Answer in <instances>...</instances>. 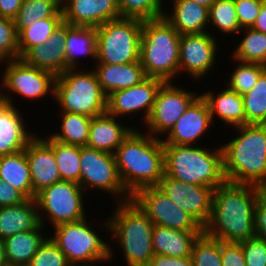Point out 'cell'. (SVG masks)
<instances>
[{
    "instance_id": "1",
    "label": "cell",
    "mask_w": 266,
    "mask_h": 266,
    "mask_svg": "<svg viewBox=\"0 0 266 266\" xmlns=\"http://www.w3.org/2000/svg\"><path fill=\"white\" fill-rule=\"evenodd\" d=\"M264 188L225 181L213 190L211 213L203 233L224 242L256 236L255 204Z\"/></svg>"
},
{
    "instance_id": "2",
    "label": "cell",
    "mask_w": 266,
    "mask_h": 266,
    "mask_svg": "<svg viewBox=\"0 0 266 266\" xmlns=\"http://www.w3.org/2000/svg\"><path fill=\"white\" fill-rule=\"evenodd\" d=\"M114 155L122 185L131 196L143 187L157 186L165 173L162 140L137 127Z\"/></svg>"
},
{
    "instance_id": "3",
    "label": "cell",
    "mask_w": 266,
    "mask_h": 266,
    "mask_svg": "<svg viewBox=\"0 0 266 266\" xmlns=\"http://www.w3.org/2000/svg\"><path fill=\"white\" fill-rule=\"evenodd\" d=\"M233 128L237 136L220 145L226 181L266 189V124Z\"/></svg>"
},
{
    "instance_id": "4",
    "label": "cell",
    "mask_w": 266,
    "mask_h": 266,
    "mask_svg": "<svg viewBox=\"0 0 266 266\" xmlns=\"http://www.w3.org/2000/svg\"><path fill=\"white\" fill-rule=\"evenodd\" d=\"M116 205L111 216L103 222L101 219L98 228L111 234V239L119 245L117 248L122 250L126 266H148L155 255L152 246L154 224L132 199Z\"/></svg>"
},
{
    "instance_id": "5",
    "label": "cell",
    "mask_w": 266,
    "mask_h": 266,
    "mask_svg": "<svg viewBox=\"0 0 266 266\" xmlns=\"http://www.w3.org/2000/svg\"><path fill=\"white\" fill-rule=\"evenodd\" d=\"M218 146L163 144L165 174L185 183L215 189L226 181L222 149Z\"/></svg>"
},
{
    "instance_id": "6",
    "label": "cell",
    "mask_w": 266,
    "mask_h": 266,
    "mask_svg": "<svg viewBox=\"0 0 266 266\" xmlns=\"http://www.w3.org/2000/svg\"><path fill=\"white\" fill-rule=\"evenodd\" d=\"M180 34L164 16L143 20L139 61L146 77L173 82L179 76Z\"/></svg>"
},
{
    "instance_id": "7",
    "label": "cell",
    "mask_w": 266,
    "mask_h": 266,
    "mask_svg": "<svg viewBox=\"0 0 266 266\" xmlns=\"http://www.w3.org/2000/svg\"><path fill=\"white\" fill-rule=\"evenodd\" d=\"M89 222L86 217L80 221L62 223L51 228L54 231L48 234L71 265L99 266L103 262L110 263L115 257L112 241H104L105 238L100 236L102 233L97 229L95 231Z\"/></svg>"
},
{
    "instance_id": "8",
    "label": "cell",
    "mask_w": 266,
    "mask_h": 266,
    "mask_svg": "<svg viewBox=\"0 0 266 266\" xmlns=\"http://www.w3.org/2000/svg\"><path fill=\"white\" fill-rule=\"evenodd\" d=\"M54 101L60 112L77 113L91 118L107 111V97L91 68H69L57 76Z\"/></svg>"
},
{
    "instance_id": "9",
    "label": "cell",
    "mask_w": 266,
    "mask_h": 266,
    "mask_svg": "<svg viewBox=\"0 0 266 266\" xmlns=\"http://www.w3.org/2000/svg\"><path fill=\"white\" fill-rule=\"evenodd\" d=\"M143 20L120 17L96 29L95 64H125L139 61Z\"/></svg>"
},
{
    "instance_id": "10",
    "label": "cell",
    "mask_w": 266,
    "mask_h": 266,
    "mask_svg": "<svg viewBox=\"0 0 266 266\" xmlns=\"http://www.w3.org/2000/svg\"><path fill=\"white\" fill-rule=\"evenodd\" d=\"M4 68L0 81V97L7 104L17 107L13 96L22 97L24 100H44V97L54 99V85L56 77L50 72L40 70L28 65L23 59L18 58L3 61ZM9 91V92H8ZM8 92V93H7ZM48 96V97H47Z\"/></svg>"
},
{
    "instance_id": "11",
    "label": "cell",
    "mask_w": 266,
    "mask_h": 266,
    "mask_svg": "<svg viewBox=\"0 0 266 266\" xmlns=\"http://www.w3.org/2000/svg\"><path fill=\"white\" fill-rule=\"evenodd\" d=\"M84 192L78 183L71 181H60L42 189L35 196L40 223L45 227L49 222L53 228L86 218L88 214L84 203L89 202H85Z\"/></svg>"
},
{
    "instance_id": "12",
    "label": "cell",
    "mask_w": 266,
    "mask_h": 266,
    "mask_svg": "<svg viewBox=\"0 0 266 266\" xmlns=\"http://www.w3.org/2000/svg\"><path fill=\"white\" fill-rule=\"evenodd\" d=\"M80 181L81 188L97 190L111 194L114 205L131 199L120 180L114 154L96 150L89 146H80Z\"/></svg>"
},
{
    "instance_id": "13",
    "label": "cell",
    "mask_w": 266,
    "mask_h": 266,
    "mask_svg": "<svg viewBox=\"0 0 266 266\" xmlns=\"http://www.w3.org/2000/svg\"><path fill=\"white\" fill-rule=\"evenodd\" d=\"M192 91L193 89L190 91L184 86L174 84V81L164 82L157 92L152 112L143 125V131L162 139L201 94Z\"/></svg>"
},
{
    "instance_id": "14",
    "label": "cell",
    "mask_w": 266,
    "mask_h": 266,
    "mask_svg": "<svg viewBox=\"0 0 266 266\" xmlns=\"http://www.w3.org/2000/svg\"><path fill=\"white\" fill-rule=\"evenodd\" d=\"M131 199L154 225L182 231H203V228L157 186L143 187Z\"/></svg>"
},
{
    "instance_id": "15",
    "label": "cell",
    "mask_w": 266,
    "mask_h": 266,
    "mask_svg": "<svg viewBox=\"0 0 266 266\" xmlns=\"http://www.w3.org/2000/svg\"><path fill=\"white\" fill-rule=\"evenodd\" d=\"M213 33L210 30L206 33L183 34L180 36V75L186 73L187 78L190 77L193 81H200L205 79L208 74L210 76L212 69L217 68L216 60L220 53V44L218 38L215 37L216 34Z\"/></svg>"
},
{
    "instance_id": "16",
    "label": "cell",
    "mask_w": 266,
    "mask_h": 266,
    "mask_svg": "<svg viewBox=\"0 0 266 266\" xmlns=\"http://www.w3.org/2000/svg\"><path fill=\"white\" fill-rule=\"evenodd\" d=\"M163 83L164 81L160 79L147 77L138 85L111 93L107 97V112L121 119L123 116L133 118L137 113L141 115L144 113L141 116L142 125H144L152 112L157 92Z\"/></svg>"
},
{
    "instance_id": "17",
    "label": "cell",
    "mask_w": 266,
    "mask_h": 266,
    "mask_svg": "<svg viewBox=\"0 0 266 266\" xmlns=\"http://www.w3.org/2000/svg\"><path fill=\"white\" fill-rule=\"evenodd\" d=\"M157 187L202 228L204 227L211 213L213 188L185 183L165 173Z\"/></svg>"
},
{
    "instance_id": "18",
    "label": "cell",
    "mask_w": 266,
    "mask_h": 266,
    "mask_svg": "<svg viewBox=\"0 0 266 266\" xmlns=\"http://www.w3.org/2000/svg\"><path fill=\"white\" fill-rule=\"evenodd\" d=\"M214 127L206 100L200 94L161 139L163 144L204 145L197 141ZM210 130V131H209ZM208 131V132H207ZM202 137V138H201Z\"/></svg>"
},
{
    "instance_id": "19",
    "label": "cell",
    "mask_w": 266,
    "mask_h": 266,
    "mask_svg": "<svg viewBox=\"0 0 266 266\" xmlns=\"http://www.w3.org/2000/svg\"><path fill=\"white\" fill-rule=\"evenodd\" d=\"M63 20L72 26L94 27L121 17L117 0H62Z\"/></svg>"
},
{
    "instance_id": "20",
    "label": "cell",
    "mask_w": 266,
    "mask_h": 266,
    "mask_svg": "<svg viewBox=\"0 0 266 266\" xmlns=\"http://www.w3.org/2000/svg\"><path fill=\"white\" fill-rule=\"evenodd\" d=\"M31 172L33 198L42 189L61 181L52 146L35 135L24 149Z\"/></svg>"
},
{
    "instance_id": "21",
    "label": "cell",
    "mask_w": 266,
    "mask_h": 266,
    "mask_svg": "<svg viewBox=\"0 0 266 266\" xmlns=\"http://www.w3.org/2000/svg\"><path fill=\"white\" fill-rule=\"evenodd\" d=\"M71 27L63 20L44 44L32 47L21 59L28 65L59 76L66 71L65 39Z\"/></svg>"
},
{
    "instance_id": "22",
    "label": "cell",
    "mask_w": 266,
    "mask_h": 266,
    "mask_svg": "<svg viewBox=\"0 0 266 266\" xmlns=\"http://www.w3.org/2000/svg\"><path fill=\"white\" fill-rule=\"evenodd\" d=\"M20 109L0 97V157L24 150L37 134L28 128Z\"/></svg>"
},
{
    "instance_id": "23",
    "label": "cell",
    "mask_w": 266,
    "mask_h": 266,
    "mask_svg": "<svg viewBox=\"0 0 266 266\" xmlns=\"http://www.w3.org/2000/svg\"><path fill=\"white\" fill-rule=\"evenodd\" d=\"M122 122V123H121ZM110 115L107 111L101 115L92 117L87 146L103 152L115 154L123 140L134 129Z\"/></svg>"
},
{
    "instance_id": "24",
    "label": "cell",
    "mask_w": 266,
    "mask_h": 266,
    "mask_svg": "<svg viewBox=\"0 0 266 266\" xmlns=\"http://www.w3.org/2000/svg\"><path fill=\"white\" fill-rule=\"evenodd\" d=\"M170 1L171 11L165 8L163 16L180 35L209 32L208 8L190 0Z\"/></svg>"
},
{
    "instance_id": "25",
    "label": "cell",
    "mask_w": 266,
    "mask_h": 266,
    "mask_svg": "<svg viewBox=\"0 0 266 266\" xmlns=\"http://www.w3.org/2000/svg\"><path fill=\"white\" fill-rule=\"evenodd\" d=\"M97 75L103 93H111L140 84L146 79L140 61L125 64H95L91 66Z\"/></svg>"
},
{
    "instance_id": "26",
    "label": "cell",
    "mask_w": 266,
    "mask_h": 266,
    "mask_svg": "<svg viewBox=\"0 0 266 266\" xmlns=\"http://www.w3.org/2000/svg\"><path fill=\"white\" fill-rule=\"evenodd\" d=\"M221 91L214 93L213 90L203 92L201 95L209 107L212 121L218 117L227 127L246 125V115L242 95L230 90L226 85ZM229 125V126H228Z\"/></svg>"
},
{
    "instance_id": "27",
    "label": "cell",
    "mask_w": 266,
    "mask_h": 266,
    "mask_svg": "<svg viewBox=\"0 0 266 266\" xmlns=\"http://www.w3.org/2000/svg\"><path fill=\"white\" fill-rule=\"evenodd\" d=\"M203 231H182L154 225L152 246L155 255L188 257L195 240Z\"/></svg>"
},
{
    "instance_id": "28",
    "label": "cell",
    "mask_w": 266,
    "mask_h": 266,
    "mask_svg": "<svg viewBox=\"0 0 266 266\" xmlns=\"http://www.w3.org/2000/svg\"><path fill=\"white\" fill-rule=\"evenodd\" d=\"M40 224L35 198L17 205L0 207V239L30 231Z\"/></svg>"
},
{
    "instance_id": "29",
    "label": "cell",
    "mask_w": 266,
    "mask_h": 266,
    "mask_svg": "<svg viewBox=\"0 0 266 266\" xmlns=\"http://www.w3.org/2000/svg\"><path fill=\"white\" fill-rule=\"evenodd\" d=\"M45 227L40 224L30 231L19 232L4 240L5 259L7 265L17 266L29 264L39 246L48 237Z\"/></svg>"
},
{
    "instance_id": "30",
    "label": "cell",
    "mask_w": 266,
    "mask_h": 266,
    "mask_svg": "<svg viewBox=\"0 0 266 266\" xmlns=\"http://www.w3.org/2000/svg\"><path fill=\"white\" fill-rule=\"evenodd\" d=\"M66 71L69 68H80V58L93 59L96 62V29L94 27L72 26L66 34ZM87 56V57H86Z\"/></svg>"
},
{
    "instance_id": "31",
    "label": "cell",
    "mask_w": 266,
    "mask_h": 266,
    "mask_svg": "<svg viewBox=\"0 0 266 266\" xmlns=\"http://www.w3.org/2000/svg\"><path fill=\"white\" fill-rule=\"evenodd\" d=\"M0 178L33 199L32 178L25 150L0 157Z\"/></svg>"
},
{
    "instance_id": "32",
    "label": "cell",
    "mask_w": 266,
    "mask_h": 266,
    "mask_svg": "<svg viewBox=\"0 0 266 266\" xmlns=\"http://www.w3.org/2000/svg\"><path fill=\"white\" fill-rule=\"evenodd\" d=\"M60 130L49 136L60 143L87 146L92 118L87 115L61 112Z\"/></svg>"
},
{
    "instance_id": "33",
    "label": "cell",
    "mask_w": 266,
    "mask_h": 266,
    "mask_svg": "<svg viewBox=\"0 0 266 266\" xmlns=\"http://www.w3.org/2000/svg\"><path fill=\"white\" fill-rule=\"evenodd\" d=\"M62 0H23L14 19L17 33L36 21L49 17H63Z\"/></svg>"
},
{
    "instance_id": "34",
    "label": "cell",
    "mask_w": 266,
    "mask_h": 266,
    "mask_svg": "<svg viewBox=\"0 0 266 266\" xmlns=\"http://www.w3.org/2000/svg\"><path fill=\"white\" fill-rule=\"evenodd\" d=\"M238 34L244 37L241 36L242 39L232 51V59L266 66V34L252 28H243Z\"/></svg>"
},
{
    "instance_id": "35",
    "label": "cell",
    "mask_w": 266,
    "mask_h": 266,
    "mask_svg": "<svg viewBox=\"0 0 266 266\" xmlns=\"http://www.w3.org/2000/svg\"><path fill=\"white\" fill-rule=\"evenodd\" d=\"M43 138L52 146L61 181H80V146L63 144L50 136Z\"/></svg>"
},
{
    "instance_id": "36",
    "label": "cell",
    "mask_w": 266,
    "mask_h": 266,
    "mask_svg": "<svg viewBox=\"0 0 266 266\" xmlns=\"http://www.w3.org/2000/svg\"><path fill=\"white\" fill-rule=\"evenodd\" d=\"M209 30H218L221 35L238 36L241 27L236 14L234 0H216L209 8ZM211 25V26H210Z\"/></svg>"
},
{
    "instance_id": "37",
    "label": "cell",
    "mask_w": 266,
    "mask_h": 266,
    "mask_svg": "<svg viewBox=\"0 0 266 266\" xmlns=\"http://www.w3.org/2000/svg\"><path fill=\"white\" fill-rule=\"evenodd\" d=\"M62 21L63 17H49L40 19L30 27L24 28L18 34L20 58L32 47L44 44Z\"/></svg>"
},
{
    "instance_id": "38",
    "label": "cell",
    "mask_w": 266,
    "mask_h": 266,
    "mask_svg": "<svg viewBox=\"0 0 266 266\" xmlns=\"http://www.w3.org/2000/svg\"><path fill=\"white\" fill-rule=\"evenodd\" d=\"M238 66L233 67V71L228 74V79L224 78V84L240 95L249 92L257 83L260 75L266 70V66L259 63L241 62L235 60ZM227 80V81H226Z\"/></svg>"
},
{
    "instance_id": "39",
    "label": "cell",
    "mask_w": 266,
    "mask_h": 266,
    "mask_svg": "<svg viewBox=\"0 0 266 266\" xmlns=\"http://www.w3.org/2000/svg\"><path fill=\"white\" fill-rule=\"evenodd\" d=\"M242 97L246 124H266V70L254 87Z\"/></svg>"
},
{
    "instance_id": "40",
    "label": "cell",
    "mask_w": 266,
    "mask_h": 266,
    "mask_svg": "<svg viewBox=\"0 0 266 266\" xmlns=\"http://www.w3.org/2000/svg\"><path fill=\"white\" fill-rule=\"evenodd\" d=\"M167 0H117L121 17L140 20L157 19L163 16Z\"/></svg>"
},
{
    "instance_id": "41",
    "label": "cell",
    "mask_w": 266,
    "mask_h": 266,
    "mask_svg": "<svg viewBox=\"0 0 266 266\" xmlns=\"http://www.w3.org/2000/svg\"><path fill=\"white\" fill-rule=\"evenodd\" d=\"M190 257L193 266H222L221 241L202 232L193 244Z\"/></svg>"
},
{
    "instance_id": "42",
    "label": "cell",
    "mask_w": 266,
    "mask_h": 266,
    "mask_svg": "<svg viewBox=\"0 0 266 266\" xmlns=\"http://www.w3.org/2000/svg\"><path fill=\"white\" fill-rule=\"evenodd\" d=\"M0 58L3 61L20 58L15 22L2 16H0Z\"/></svg>"
},
{
    "instance_id": "43",
    "label": "cell",
    "mask_w": 266,
    "mask_h": 266,
    "mask_svg": "<svg viewBox=\"0 0 266 266\" xmlns=\"http://www.w3.org/2000/svg\"><path fill=\"white\" fill-rule=\"evenodd\" d=\"M30 266H71L67 257L58 246L49 238L39 246L29 263Z\"/></svg>"
},
{
    "instance_id": "44",
    "label": "cell",
    "mask_w": 266,
    "mask_h": 266,
    "mask_svg": "<svg viewBox=\"0 0 266 266\" xmlns=\"http://www.w3.org/2000/svg\"><path fill=\"white\" fill-rule=\"evenodd\" d=\"M245 258V266H266V242L253 237L239 242Z\"/></svg>"
},
{
    "instance_id": "45",
    "label": "cell",
    "mask_w": 266,
    "mask_h": 266,
    "mask_svg": "<svg viewBox=\"0 0 266 266\" xmlns=\"http://www.w3.org/2000/svg\"><path fill=\"white\" fill-rule=\"evenodd\" d=\"M241 29L251 28L260 13L264 0H234Z\"/></svg>"
},
{
    "instance_id": "46",
    "label": "cell",
    "mask_w": 266,
    "mask_h": 266,
    "mask_svg": "<svg viewBox=\"0 0 266 266\" xmlns=\"http://www.w3.org/2000/svg\"><path fill=\"white\" fill-rule=\"evenodd\" d=\"M222 266H245L243 250L239 242L221 241Z\"/></svg>"
},
{
    "instance_id": "47",
    "label": "cell",
    "mask_w": 266,
    "mask_h": 266,
    "mask_svg": "<svg viewBox=\"0 0 266 266\" xmlns=\"http://www.w3.org/2000/svg\"><path fill=\"white\" fill-rule=\"evenodd\" d=\"M254 229L256 237L266 242V189L261 193L255 204Z\"/></svg>"
},
{
    "instance_id": "48",
    "label": "cell",
    "mask_w": 266,
    "mask_h": 266,
    "mask_svg": "<svg viewBox=\"0 0 266 266\" xmlns=\"http://www.w3.org/2000/svg\"><path fill=\"white\" fill-rule=\"evenodd\" d=\"M27 199L21 191L0 178V207L17 205Z\"/></svg>"
},
{
    "instance_id": "49",
    "label": "cell",
    "mask_w": 266,
    "mask_h": 266,
    "mask_svg": "<svg viewBox=\"0 0 266 266\" xmlns=\"http://www.w3.org/2000/svg\"><path fill=\"white\" fill-rule=\"evenodd\" d=\"M148 266H193L191 257H169L154 255Z\"/></svg>"
},
{
    "instance_id": "50",
    "label": "cell",
    "mask_w": 266,
    "mask_h": 266,
    "mask_svg": "<svg viewBox=\"0 0 266 266\" xmlns=\"http://www.w3.org/2000/svg\"><path fill=\"white\" fill-rule=\"evenodd\" d=\"M23 0H0V16L14 20Z\"/></svg>"
},
{
    "instance_id": "51",
    "label": "cell",
    "mask_w": 266,
    "mask_h": 266,
    "mask_svg": "<svg viewBox=\"0 0 266 266\" xmlns=\"http://www.w3.org/2000/svg\"><path fill=\"white\" fill-rule=\"evenodd\" d=\"M251 28L266 34V4L262 6L260 13Z\"/></svg>"
},
{
    "instance_id": "52",
    "label": "cell",
    "mask_w": 266,
    "mask_h": 266,
    "mask_svg": "<svg viewBox=\"0 0 266 266\" xmlns=\"http://www.w3.org/2000/svg\"><path fill=\"white\" fill-rule=\"evenodd\" d=\"M0 266H7L5 259V243L3 239H0Z\"/></svg>"
},
{
    "instance_id": "53",
    "label": "cell",
    "mask_w": 266,
    "mask_h": 266,
    "mask_svg": "<svg viewBox=\"0 0 266 266\" xmlns=\"http://www.w3.org/2000/svg\"><path fill=\"white\" fill-rule=\"evenodd\" d=\"M190 1H194L196 2L197 4L201 5V6H204L206 8H210L211 5L216 1V0H190Z\"/></svg>"
},
{
    "instance_id": "54",
    "label": "cell",
    "mask_w": 266,
    "mask_h": 266,
    "mask_svg": "<svg viewBox=\"0 0 266 266\" xmlns=\"http://www.w3.org/2000/svg\"><path fill=\"white\" fill-rule=\"evenodd\" d=\"M3 65V60L0 58V67H2ZM0 77H1V74H0ZM1 79V78H0ZM1 81V80H0Z\"/></svg>"
},
{
    "instance_id": "55",
    "label": "cell",
    "mask_w": 266,
    "mask_h": 266,
    "mask_svg": "<svg viewBox=\"0 0 266 266\" xmlns=\"http://www.w3.org/2000/svg\"><path fill=\"white\" fill-rule=\"evenodd\" d=\"M17 266H30L29 264H24V265H17Z\"/></svg>"
}]
</instances>
